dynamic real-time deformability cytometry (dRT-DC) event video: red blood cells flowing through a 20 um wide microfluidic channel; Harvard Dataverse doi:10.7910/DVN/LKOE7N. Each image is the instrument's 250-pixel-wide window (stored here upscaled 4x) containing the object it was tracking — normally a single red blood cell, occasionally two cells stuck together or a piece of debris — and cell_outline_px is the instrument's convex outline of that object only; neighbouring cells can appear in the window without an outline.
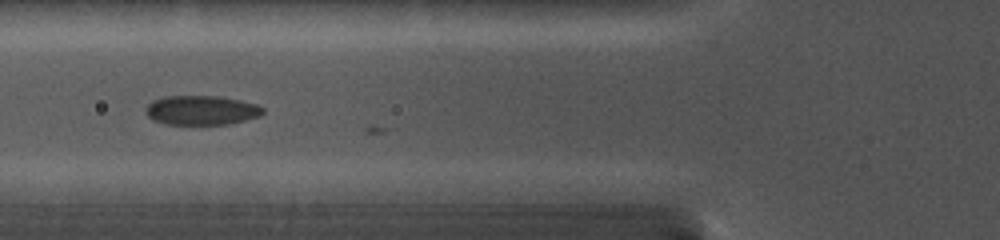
{"species": "common noctule bat (a hibernating species)", "species_latin": "Nyctalus noctula", "temperature_condition": "cold", "stored_images_in_passage": 7, "camera_frame_rate_fps": 5000, "um_per_image_px": 0.085, "animal": {"sex": "female", "body_mass_g": 19.0, "forearm_length_mm": 56.7}, "frame": {"image": 1, "passage_image": 5, "time_ms": 1.0, "image_size_px": [1000, 240], "cell_outline_px": [[264, 112], [260, 116], [228, 124], [164, 124], [152, 120], [144, 112], [144, 108], [152, 100], [164, 96], [220, 96], [240, 100], [256, 104], [264, 108]], "centroid_in_image_um": [17.08, 9.36], "position_along_channel_um": 108.7, "area_um2": 20.23}}